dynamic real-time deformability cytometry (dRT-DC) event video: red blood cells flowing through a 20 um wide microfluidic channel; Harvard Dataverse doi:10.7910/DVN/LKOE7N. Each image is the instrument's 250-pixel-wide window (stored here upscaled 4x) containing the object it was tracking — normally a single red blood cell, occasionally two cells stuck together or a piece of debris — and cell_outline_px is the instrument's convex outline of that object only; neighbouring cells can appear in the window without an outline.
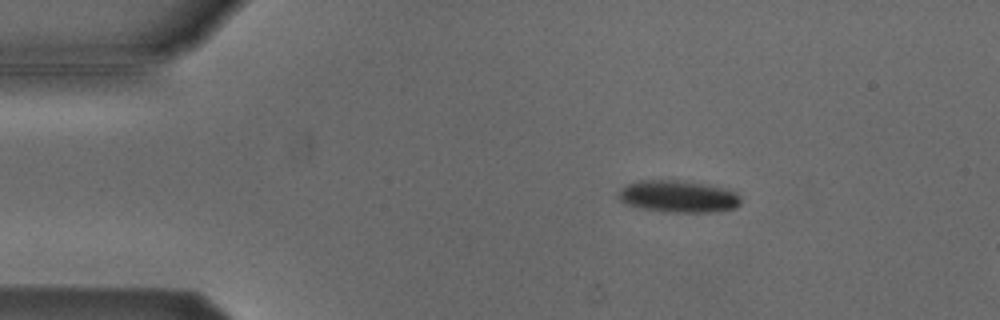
{"species": "Egyptian fruit bat (a non-hibernating species)", "species_latin": "Rousettus aegyptiacus", "temperature_condition": "cold", "stored_images_in_passage": 14, "camera_frame_rate_fps": 3000, "um_per_image_px": 0.085, "animal": {"sex": "male"}, "frame": {"image": 1, "passage_image": 8, "time_ms": 2.333, "image_size_px": [1000, 320], "cell_outline_px": [[740, 204], [736, 208], [716, 212], [664, 212], [640, 208], [628, 204], [620, 200], [616, 196], [620, 188], [628, 184], [640, 180], [680, 180], [704, 184], [724, 188], [736, 192], [740, 196]], "centroid_in_image_um": [57.64, 16.7], "position_along_channel_um": 27.4, "area_um2": 23.0}}